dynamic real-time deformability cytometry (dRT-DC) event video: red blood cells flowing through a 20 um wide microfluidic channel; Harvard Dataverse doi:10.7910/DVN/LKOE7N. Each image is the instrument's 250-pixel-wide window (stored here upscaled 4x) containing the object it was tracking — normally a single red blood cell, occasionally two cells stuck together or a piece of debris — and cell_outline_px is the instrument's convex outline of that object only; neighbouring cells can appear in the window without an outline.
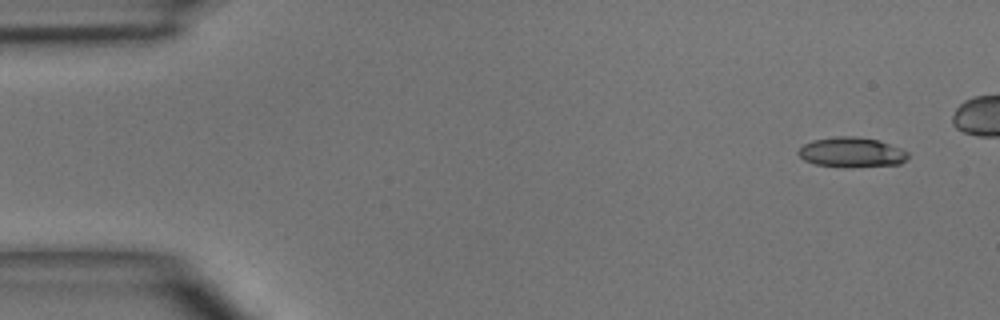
{"species": "common noctule bat (a hibernating species)", "species_latin": "Nyctalus noctula", "temperature_condition": "room temperature", "stored_images_in_passage": 3, "camera_frame_rate_fps": 3000, "um_per_image_px": 0.085, "animal": {"sex": "male", "body_mass_g": 15.6}, "frame": {"image": 1, "passage_image": 1, "time_ms": 0.0, "image_size_px": [1000, 320], "cell_outline_px": [[908, 160], [900, 164], [816, 164], [804, 160], [796, 152], [804, 144], [812, 140], [836, 136], [852, 136], [880, 140], [900, 148], [908, 152]], "centroid_in_image_um": [72.39, 12.88], "position_along_channel_um": 12.6, "area_um2": 18.15}}